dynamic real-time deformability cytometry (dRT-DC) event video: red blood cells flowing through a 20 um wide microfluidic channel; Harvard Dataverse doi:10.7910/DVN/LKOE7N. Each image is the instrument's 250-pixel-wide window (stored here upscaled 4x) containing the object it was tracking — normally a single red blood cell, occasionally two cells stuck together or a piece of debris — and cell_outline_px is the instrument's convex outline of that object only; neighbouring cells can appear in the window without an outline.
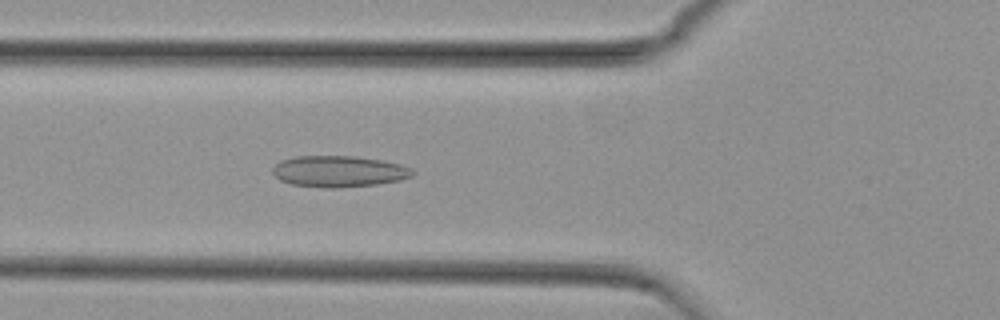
{"species": "common noctule bat (a hibernating species)", "species_latin": "Nyctalus noctula", "temperature_condition": "cold", "stored_images_in_passage": 48, "camera_frame_rate_fps": 3000, "um_per_image_px": 0.085, "animal": {"sex": "female", "body_mass_g": 29.2, "forearm_length_mm": 56.3}, "frame": {"image": 1, "passage_image": 19, "time_ms": 6.0, "image_size_px": [1000, 320], "cell_outline_px": [[416, 172], [412, 176], [400, 180], [376, 184], [336, 188], [328, 188], [292, 184], [280, 180], [272, 172], [272, 168], [280, 160], [296, 156], [352, 156], [380, 160], [400, 164], [412, 168]], "centroid_in_image_um": [28.8, 14.56], "position_along_channel_um": 97.0, "area_um2": 25.43}}
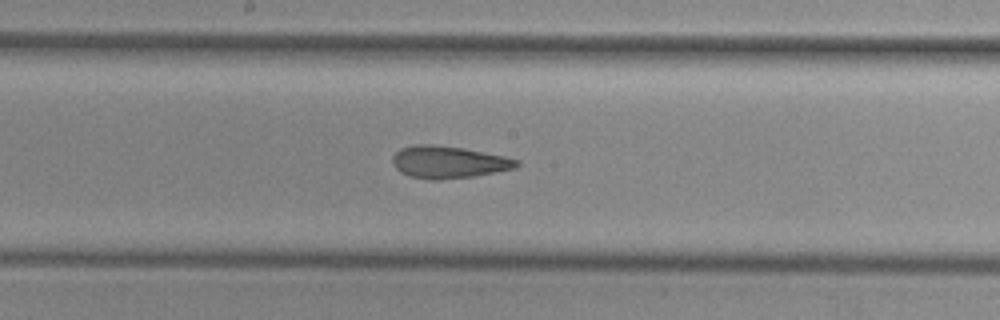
{"frame": {"image": 2, "passage_image": 28, "time_ms": 9.0, "image_size_px": [1000, 320], "cell_outline_px": [[520, 164], [516, 168], [476, 176], [440, 180], [432, 180], [408, 176], [400, 172], [392, 164], [392, 156], [400, 148], [412, 144], [432, 144], [464, 148], [504, 156], [520, 160]], "centroid_in_image_um": [38.11, 13.78], "position_along_channel_um": 210.1, "area_um2": 23.64}}
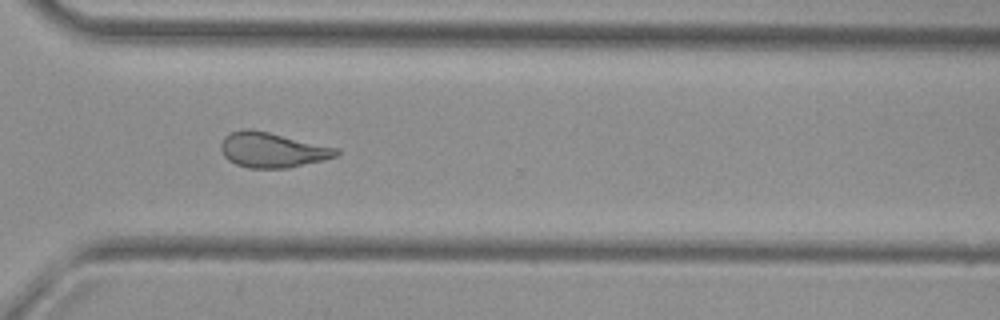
{"frame": {"image": 3, "passage_image": 39, "time_ms": 12.667, "image_size_px": [1000, 320], "cell_outline_px": [[340, 156], [324, 160], [288, 168], [248, 168], [236, 164], [228, 160], [224, 156], [220, 148], [220, 144], [224, 136], [232, 132], [244, 128], [248, 128], [268, 132], [336, 148], [340, 152]], "centroid_in_image_um": [23.12, 12.75], "position_along_channel_um": 347.5, "area_um2": 23.52}, "authors_computed_cell_mechanics": {"area_um2": 23.9581, "velocity_mm_per_s": 3.7528, "shape_relaxation_time_tau1_ms": null, "shape_relaxation_time_tau2_ms": 2.2384, "deformation_change_tau1": null, "deformation_change_tau2": 0.1048}}